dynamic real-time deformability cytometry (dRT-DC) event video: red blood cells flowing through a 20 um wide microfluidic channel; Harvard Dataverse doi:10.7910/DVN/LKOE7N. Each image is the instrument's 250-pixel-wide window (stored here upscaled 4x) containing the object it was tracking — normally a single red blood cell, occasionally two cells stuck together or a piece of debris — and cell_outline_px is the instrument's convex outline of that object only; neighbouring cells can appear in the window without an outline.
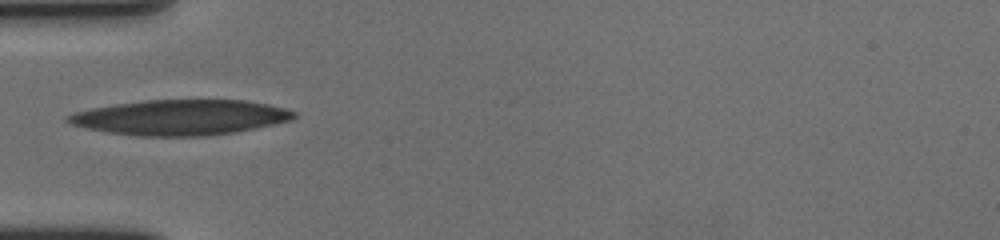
{"species": "human", "species_latin": "Homo sapiens", "temperature_condition": "cold", "stored_images_in_passage": 40, "camera_frame_rate_fps": 3000, "um_per_image_px": 0.085, "donor": {"sex": "female"}, "frame": {"image": 1, "passage_image": 1, "time_ms": 0.0, "image_size_px": [1000, 240], "cell_outline_px": [[296, 116], [292, 120], [256, 128], [236, 132], [204, 136], [136, 136], [108, 132], [88, 128], [72, 124], [64, 120], [64, 116], [76, 112], [92, 108], [116, 104], [148, 100], [244, 100], [268, 104], [284, 108], [296, 112]], "centroid_in_image_um": [15.35, 9.98], "position_along_channel_um": 69.7, "area_um2": 46.36}}
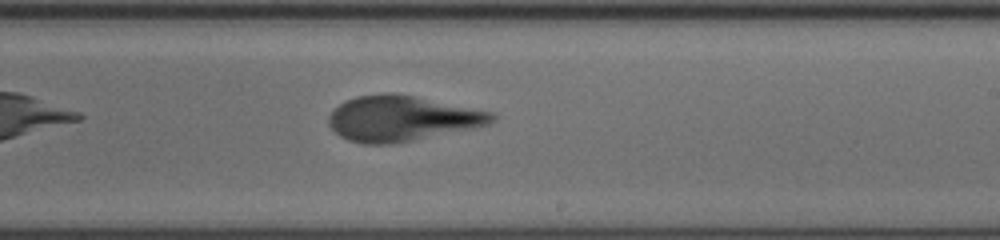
{"frame": {"image": 2, "passage_image": 17, "time_ms": 5.333, "image_size_px": [1000, 240], "cell_outline_px": [[496, 120], [488, 124], [472, 128], [396, 144], [364, 144], [348, 140], [340, 136], [328, 124], [328, 116], [332, 108], [344, 100], [356, 96], [384, 92], [396, 92], [496, 112]], "centroid_in_image_um": [34.14, 10.05], "position_along_channel_um": 254.9, "area_um2": 43.81}}
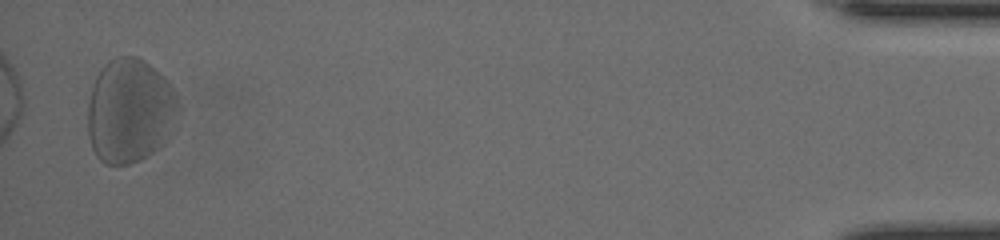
{"frame": {"image": 3, "passage_image": 39, "time_ms": 12.667, "image_size_px": [1000, 240], "cell_outline_px": [[172, 96], [168, 140], [160, 148], [140, 160], [128, 164], [104, 164], [96, 156], [92, 148], [88, 136], [88, 104], [92, 88], [96, 76], [104, 64], [108, 60], [116, 56], [136, 56], [144, 60], [172, 88]], "centroid_in_image_um": [10.9, 9.45], "position_along_channel_um": 424.3, "area_um2": 53.47}, "authors_computed_cell_mechanics": {"area_um2": 44.3037, "velocity_mm_per_s": 3.4897, "shape_relaxation_time_tau1_ms": 4.17, "shape_relaxation_time_tau2_ms": 1.6074, "deformation_change_tau1": 0.1987, "deformation_change_tau2": 0.0974}}